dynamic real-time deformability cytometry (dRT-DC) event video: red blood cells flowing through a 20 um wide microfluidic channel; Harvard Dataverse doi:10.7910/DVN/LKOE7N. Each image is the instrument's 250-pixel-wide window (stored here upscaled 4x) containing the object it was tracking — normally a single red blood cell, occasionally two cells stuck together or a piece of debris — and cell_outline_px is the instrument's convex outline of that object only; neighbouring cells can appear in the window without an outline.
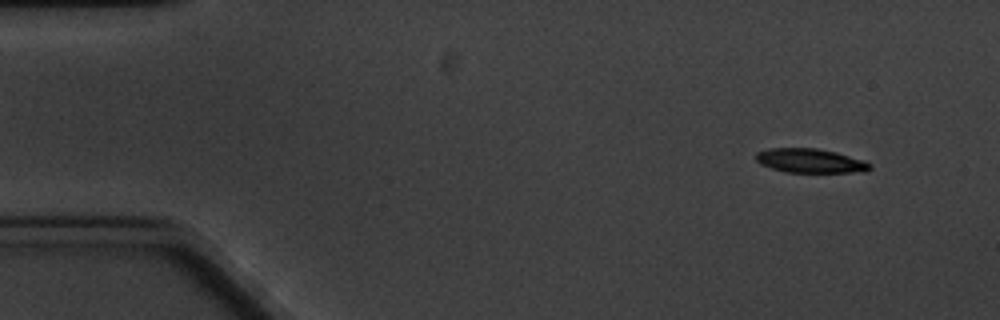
{"species": "common noctule bat (a hibernating species)", "species_latin": "Nyctalus noctula", "temperature_condition": "cold", "stored_images_in_passage": 6, "camera_frame_rate_fps": 3000, "um_per_image_px": 0.085, "animal": {"sex": "male", "body_mass_g": 20.1, "forearm_length_mm": 53.5}, "frame": {"image": 1, "passage_image": 1, "time_ms": 0.0, "image_size_px": [1000, 320], "cell_outline_px": [[872, 168], [864, 172], [784, 172], [760, 164], [756, 160], [756, 152], [768, 148], [816, 148], [836, 152], [864, 160], [872, 164]], "centroid_in_image_um": [68.88, 13.66], "position_along_channel_um": 16.1, "area_um2": 16.13}}
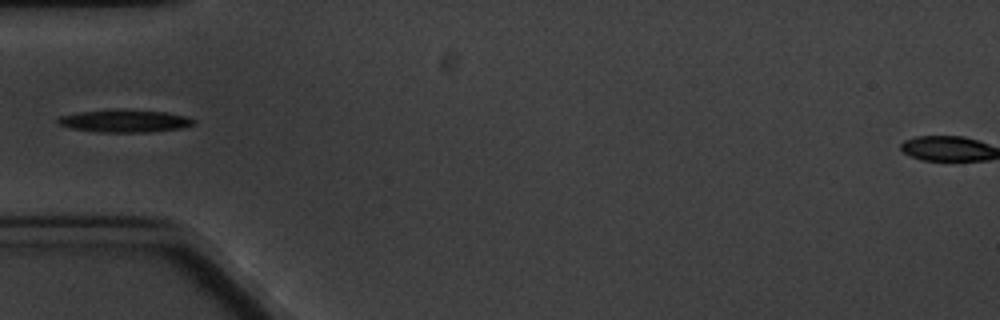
{"frame": {"image": 2, "passage_image": 4, "time_ms": 4.667, "image_size_px": [1000, 320], "cell_outline_px": [[196, 120], [192, 124], [180, 128], [148, 132], [100, 132], [68, 128], [56, 124], [56, 120], [60, 116], [80, 112], [116, 108], [128, 108], [168, 112], [184, 116]], "centroid_in_image_um": [10.54, 10.26], "position_along_channel_um": 74.5, "area_um2": 18.21}}